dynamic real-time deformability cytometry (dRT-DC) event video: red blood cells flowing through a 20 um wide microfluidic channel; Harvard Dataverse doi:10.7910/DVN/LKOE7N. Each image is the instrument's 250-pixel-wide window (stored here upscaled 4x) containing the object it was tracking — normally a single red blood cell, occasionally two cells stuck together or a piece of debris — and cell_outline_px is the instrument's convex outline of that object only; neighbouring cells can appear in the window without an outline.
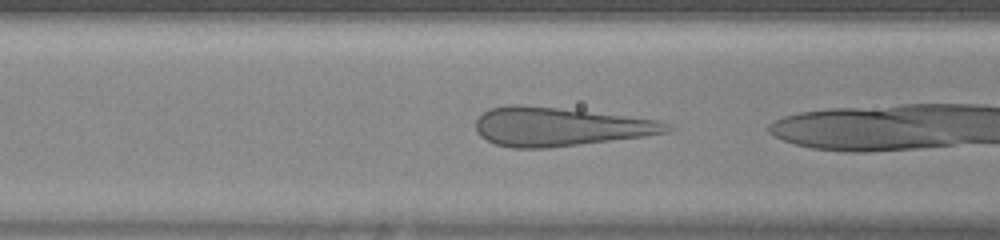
{"species": "human", "species_latin": "Homo sapiens", "temperature_condition": "warm", "stored_images_in_passage": 11, "camera_frame_rate_fps": 3000, "um_per_image_px": 0.085, "donor": {"sex": "female"}, "frame": {"image": 1, "passage_image": 10, "time_ms": 3.0, "image_size_px": [1000, 240], "cell_outline_px": [[676, 128], [668, 132], [644, 136], [548, 148], [512, 148], [496, 144], [480, 136], [476, 132], [476, 120], [488, 108], [508, 104], [524, 104], [660, 120]], "centroid_in_image_um": [47.54, 10.76], "position_along_channel_um": 119.1, "area_um2": 43.06}}